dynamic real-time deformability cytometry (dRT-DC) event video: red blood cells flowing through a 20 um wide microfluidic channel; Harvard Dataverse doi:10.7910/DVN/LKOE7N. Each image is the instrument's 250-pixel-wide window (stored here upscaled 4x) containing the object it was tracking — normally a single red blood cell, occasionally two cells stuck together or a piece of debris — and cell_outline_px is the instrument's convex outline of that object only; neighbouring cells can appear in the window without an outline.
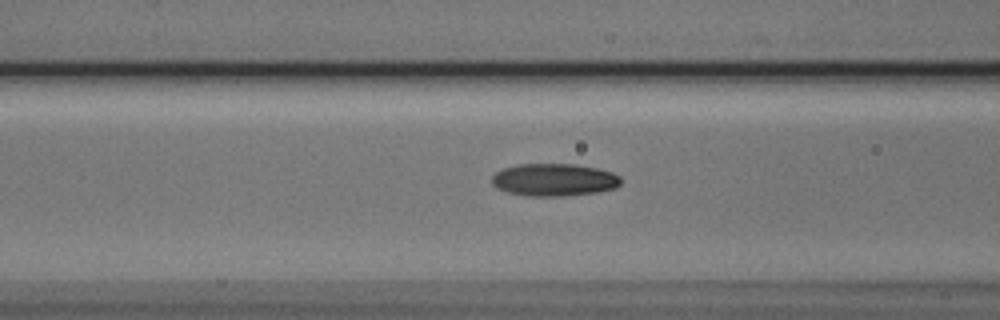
{"species": "Egyptian fruit bat (a non-hibernating species)", "species_latin": "Rousettus aegyptiacus", "temperature_condition": "cold", "stored_images_in_passage": 48, "camera_frame_rate_fps": 3000, "um_per_image_px": 0.085, "animal": {"sex": "male"}, "frame": {"image": 1, "passage_image": 21, "time_ms": 6.667, "image_size_px": [1000, 320], "cell_outline_px": [[620, 184], [616, 188], [600, 192], [564, 196], [524, 196], [508, 192], [496, 188], [492, 184], [492, 176], [496, 172], [504, 168], [520, 164], [576, 164], [596, 168], [612, 172], [620, 176]], "centroid_in_image_um": [47.1, 15.29], "position_along_channel_um": 119.5, "area_um2": 24.62}}
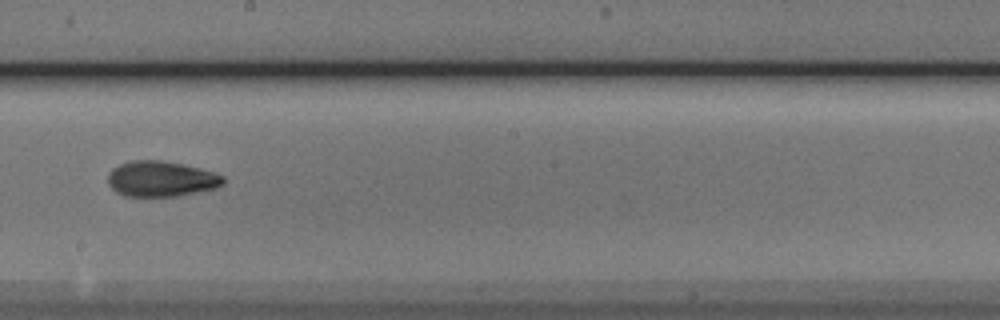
{"frame": {"image": 2, "passage_image": 30, "time_ms": 9.667, "image_size_px": [1000, 320], "cell_outline_px": [[224, 184], [216, 188], [176, 196], [124, 196], [116, 192], [108, 184], [108, 172], [112, 168], [120, 164], [132, 160], [164, 160], [200, 168], [224, 176]], "centroid_in_image_um": [13.67, 15.2], "position_along_channel_um": 234.5, "area_um2": 23.93}}
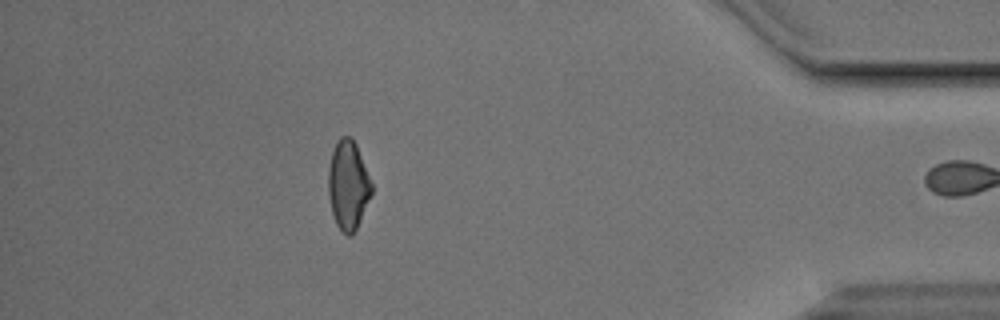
{"frame": {"image": 3, "passage_image": 47, "time_ms": 15.333, "image_size_px": [1000, 320], "cell_outline_px": [[372, 192], [356, 228], [352, 236], [348, 236], [336, 224], [332, 212], [328, 192], [328, 168], [332, 152], [336, 140], [340, 136], [352, 136], [356, 144], [372, 184]], "centroid_in_image_um": [29.57, 15.69], "position_along_channel_um": 405.6, "area_um2": 22.25}, "authors_computed_cell_mechanics": {"area_um2": 23.0044, "velocity_mm_per_s": 3.8363, "shape_relaxation_time_tau1_ms": 5.4391, "shape_relaxation_time_tau2_ms": 2.8394, "deformation_change_tau1": 0.1423, "deformation_change_tau2": 0.0869}}